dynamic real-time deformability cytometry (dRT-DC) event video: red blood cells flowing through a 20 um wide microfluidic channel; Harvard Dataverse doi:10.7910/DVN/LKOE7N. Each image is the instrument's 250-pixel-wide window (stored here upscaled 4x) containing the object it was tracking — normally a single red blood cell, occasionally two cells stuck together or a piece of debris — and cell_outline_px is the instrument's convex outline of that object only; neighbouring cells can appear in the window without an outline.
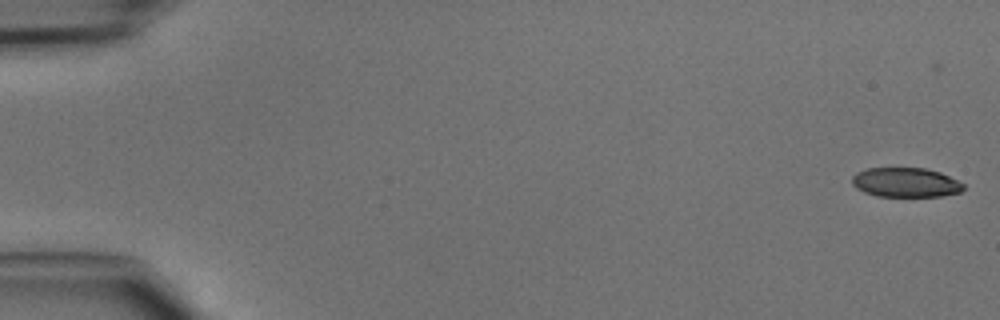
{"species": "common noctule bat (a hibernating species)", "species_latin": "Nyctalus noctula", "temperature_condition": "cold", "stored_images_in_passage": 33, "camera_frame_rate_fps": 3000, "um_per_image_px": 0.085, "animal": {"sex": "male", "body_mass_g": 15.6}, "frame": {"image": 1, "passage_image": 1, "time_ms": 0.0, "image_size_px": [1000, 320], "cell_outline_px": [[964, 188], [960, 192], [940, 196], [876, 196], [864, 192], [856, 188], [852, 184], [852, 176], [856, 172], [868, 168], [924, 168], [940, 172], [964, 184]], "centroid_in_image_um": [76.95, 15.5], "position_along_channel_um": 8.1, "area_um2": 19.07}}
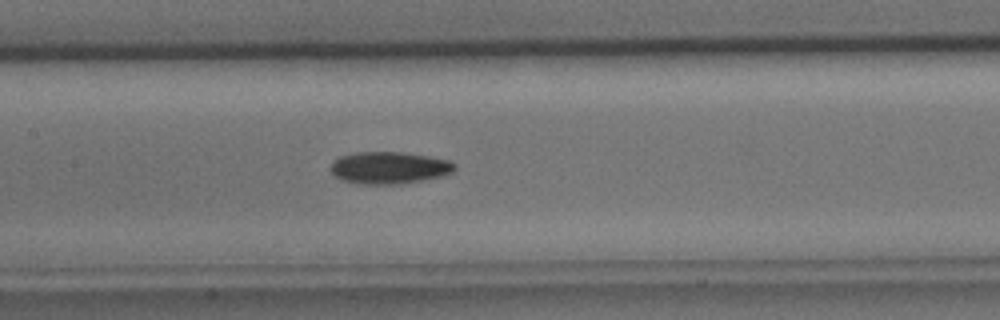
{"frame": {"image": 2, "passage_image": 23, "time_ms": 7.333, "image_size_px": [1000, 320], "cell_outline_px": [[456, 168], [452, 172], [444, 176], [396, 184], [364, 184], [344, 180], [336, 176], [332, 172], [332, 160], [340, 156], [356, 152], [404, 152], [428, 156], [448, 160], [456, 164]], "centroid_in_image_um": [33.1, 14.24], "position_along_channel_um": 174.3, "area_um2": 23.0}}
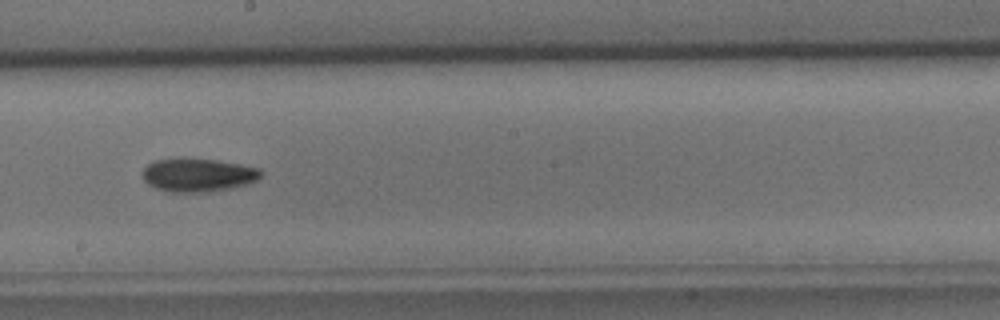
{"frame": {"image": 3, "passage_image": 27, "time_ms": 8.667, "image_size_px": [1000, 320], "cell_outline_px": [[264, 172], [256, 180], [248, 184], [232, 188], [208, 192], [168, 192], [156, 188], [148, 184], [144, 180], [144, 168], [148, 164], [156, 160], [184, 156], [216, 160], [240, 164], [260, 168]], "centroid_in_image_um": [16.84, 14.85], "position_along_channel_um": 231.4, "area_um2": 23.47}}